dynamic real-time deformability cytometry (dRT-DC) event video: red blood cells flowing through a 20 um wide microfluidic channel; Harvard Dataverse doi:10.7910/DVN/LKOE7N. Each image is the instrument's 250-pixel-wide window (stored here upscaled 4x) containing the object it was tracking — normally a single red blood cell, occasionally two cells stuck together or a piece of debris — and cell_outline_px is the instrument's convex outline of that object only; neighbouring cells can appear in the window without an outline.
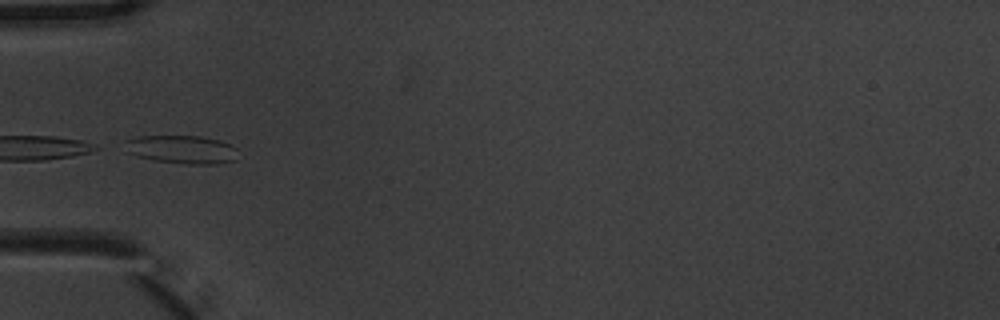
{"species": "common noctule bat (a hibernating species)", "species_latin": "Nyctalus noctula", "temperature_condition": "warm", "stored_images_in_passage": 6, "camera_frame_rate_fps": 3000, "um_per_image_px": 0.085, "animal": {"sex": "male", "body_mass_g": 20.1, "forearm_length_mm": 53.5}, "frame": {"image": 1, "passage_image": 5, "time_ms": 1.333, "image_size_px": [1000, 320], "cell_outline_px": [[236, 160], [216, 164], [188, 164], [152, 160], [136, 156], [124, 152], [124, 140], [136, 136], [200, 136], [220, 140], [232, 144], [236, 148]], "centroid_in_image_um": [15.4, 12.7], "position_along_channel_um": 69.6, "area_um2": 19.02}}